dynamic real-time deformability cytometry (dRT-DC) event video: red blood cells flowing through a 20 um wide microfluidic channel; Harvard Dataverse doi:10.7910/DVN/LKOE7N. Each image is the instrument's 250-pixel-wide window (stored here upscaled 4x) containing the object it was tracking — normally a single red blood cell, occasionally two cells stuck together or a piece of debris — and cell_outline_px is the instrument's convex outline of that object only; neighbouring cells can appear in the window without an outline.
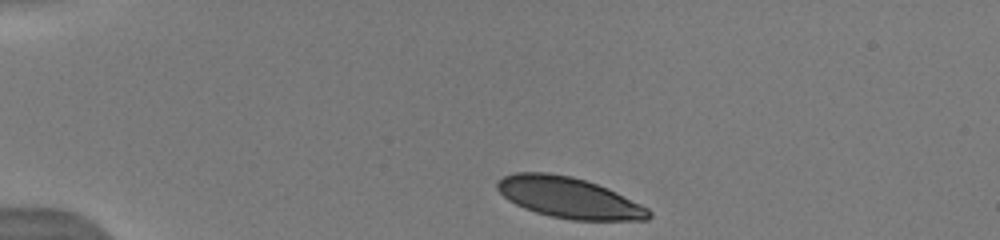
{"species": "human", "species_latin": "Homo sapiens", "temperature_condition": "warm", "stored_images_in_passage": 5, "camera_frame_rate_fps": 3000, "um_per_image_px": 0.085, "donor": {"sex": "male"}, "frame": {"image": 1, "passage_image": 1, "time_ms": 0.0, "image_size_px": [1000, 240], "cell_outline_px": [[652, 216], [648, 220], [572, 220], [552, 216], [536, 212], [524, 208], [508, 200], [496, 188], [496, 180], [504, 176], [516, 172], [548, 172], [572, 176], [608, 188], [648, 208], [652, 212]], "centroid_in_image_um": [48.35, 16.8], "position_along_channel_um": 36.7, "area_um2": 36.01}}
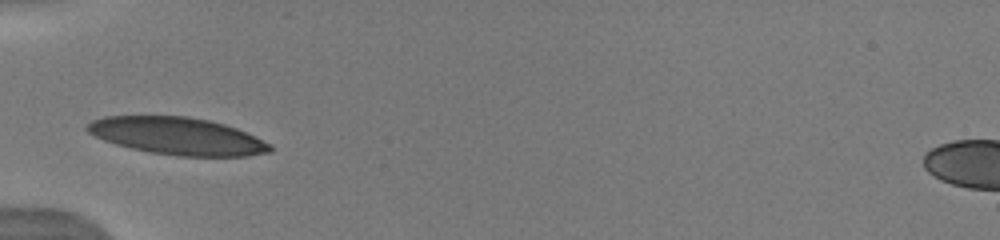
{"frame": {"image": 2, "passage_image": 4, "time_ms": 2.333, "image_size_px": [1000, 240], "cell_outline_px": [[272, 152], [248, 156], [180, 156], [152, 152], [132, 148], [116, 144], [104, 140], [88, 132], [84, 128], [92, 120], [104, 116], [188, 116], [208, 120], [224, 124], [236, 128], [272, 144]], "centroid_in_image_um": [15.1, 11.56], "position_along_channel_um": 69.9, "area_um2": 39.59}}